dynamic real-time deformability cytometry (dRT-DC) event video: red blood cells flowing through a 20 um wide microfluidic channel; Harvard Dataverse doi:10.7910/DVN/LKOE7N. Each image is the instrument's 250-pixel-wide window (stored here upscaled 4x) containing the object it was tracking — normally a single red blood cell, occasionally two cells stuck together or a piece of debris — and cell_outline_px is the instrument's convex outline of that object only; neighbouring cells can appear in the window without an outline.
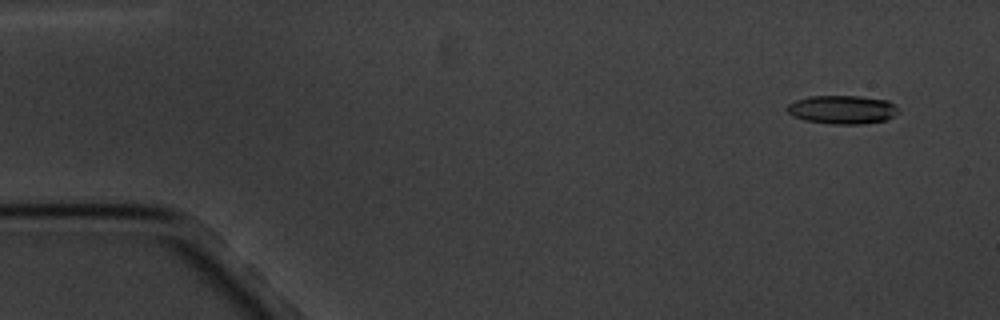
{"species": "common noctule bat (a hibernating species)", "species_latin": "Nyctalus noctula", "temperature_condition": "cold", "stored_images_in_passage": 4, "camera_frame_rate_fps": 3000, "um_per_image_px": 0.085, "animal": {"sex": "male", "body_mass_g": 20.1, "forearm_length_mm": 53.5}, "frame": {"image": 1, "passage_image": 1, "time_ms": 0.0, "image_size_px": [1000, 320], "cell_outline_px": [[900, 112], [884, 120], [860, 124], [832, 124], [804, 120], [792, 116], [784, 108], [788, 104], [796, 100], [808, 96], [860, 96], [888, 100], [900, 108]], "centroid_in_image_um": [71.58, 9.31], "position_along_channel_um": 13.4, "area_um2": 18.67}}
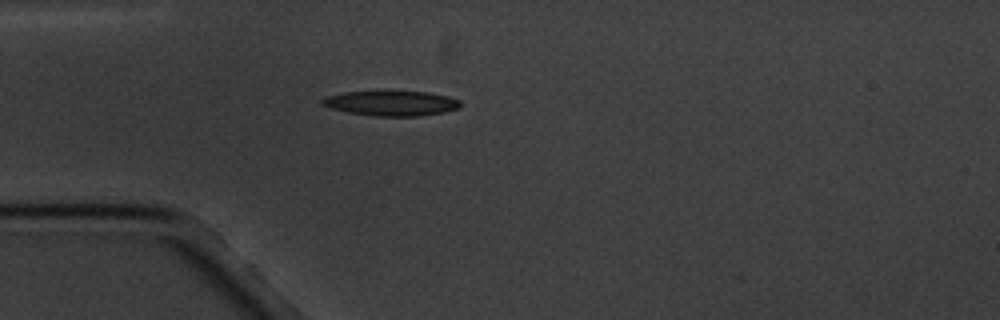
{"frame": {"image": 2, "passage_image": 4, "time_ms": 4.0, "image_size_px": [1000, 320], "cell_outline_px": [[460, 108], [444, 112], [416, 116], [372, 116], [348, 112], [332, 108], [320, 104], [320, 100], [324, 96], [344, 92], [428, 92], [448, 96], [460, 100]], "centroid_in_image_um": [33.24, 8.78], "position_along_channel_um": 51.8, "area_um2": 20.0}}